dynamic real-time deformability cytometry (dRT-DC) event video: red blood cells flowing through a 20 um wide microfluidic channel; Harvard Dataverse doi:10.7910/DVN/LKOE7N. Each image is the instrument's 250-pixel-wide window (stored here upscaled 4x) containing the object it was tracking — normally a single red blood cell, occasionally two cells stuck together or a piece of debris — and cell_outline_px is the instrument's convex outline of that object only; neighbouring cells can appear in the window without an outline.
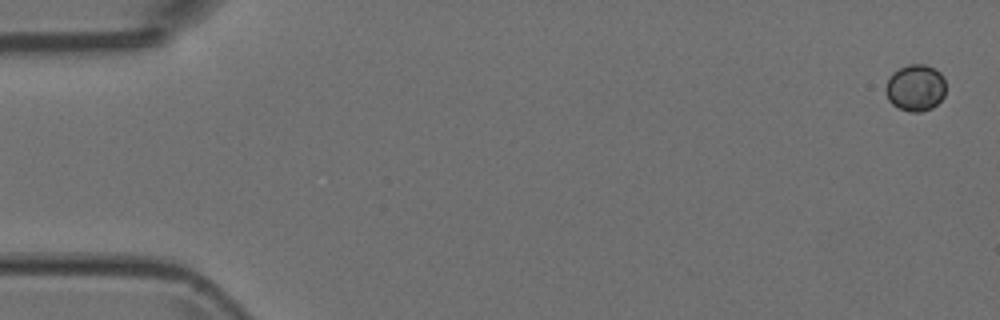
{"species": "Egyptian fruit bat (a non-hibernating species)", "species_latin": "Rousettus aegyptiacus", "temperature_condition": "room temperature", "stored_images_in_passage": 5, "camera_frame_rate_fps": 3000, "um_per_image_px": 0.085, "animal": {"sex": "female"}, "frame": {"image": 1, "passage_image": 1, "time_ms": 0.0, "image_size_px": [1000, 320], "cell_outline_px": [[944, 96], [932, 108], [920, 112], [912, 112], [900, 108], [892, 104], [888, 100], [884, 88], [892, 72], [908, 64], [924, 64], [940, 72], [944, 76]], "centroid_in_image_um": [77.8, 7.46], "position_along_channel_um": 7.2, "area_um2": 16.3}}
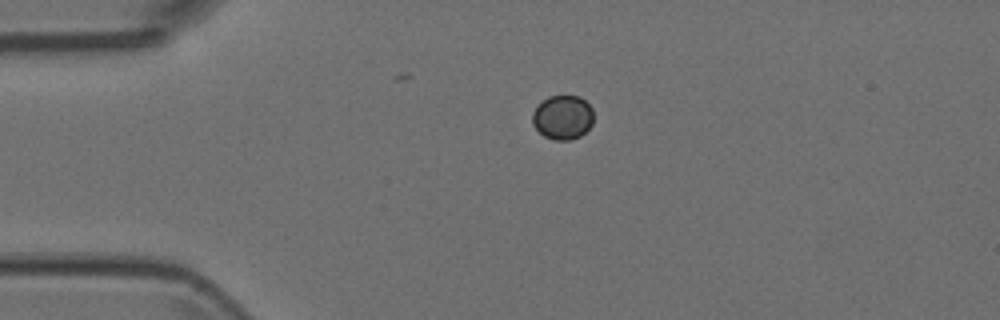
{"frame": {"image": 2, "passage_image": 4, "time_ms": 1.0, "image_size_px": [1000, 320], "cell_outline_px": [[592, 124], [580, 136], [568, 140], [556, 140], [544, 136], [532, 124], [532, 112], [548, 96], [580, 96], [592, 108]], "centroid_in_image_um": [47.82, 9.97], "position_along_channel_um": 37.2, "area_um2": 15.55}}